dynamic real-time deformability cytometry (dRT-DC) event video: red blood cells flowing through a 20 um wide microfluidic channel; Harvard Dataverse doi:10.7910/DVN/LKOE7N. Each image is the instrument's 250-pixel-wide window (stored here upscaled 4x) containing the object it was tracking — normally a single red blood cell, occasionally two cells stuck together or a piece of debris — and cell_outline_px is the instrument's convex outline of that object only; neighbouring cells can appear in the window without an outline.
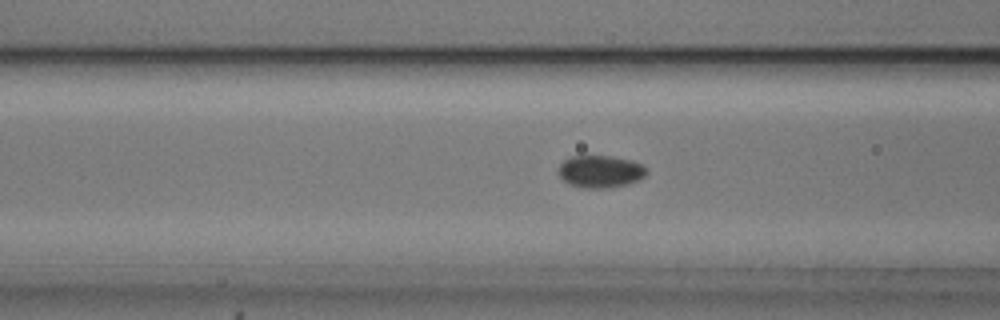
{"species": "common noctule bat (a hibernating species)", "species_latin": "Nyctalus noctula", "temperature_condition": "cold", "stored_images_in_passage": 51, "camera_frame_rate_fps": 3000, "um_per_image_px": 0.085, "animal": {"sex": "male", "body_mass_g": 20.5, "forearm_length_mm": 52.5}, "frame": {"image": 1, "passage_image": 22, "time_ms": 7.0, "image_size_px": [1000, 320], "cell_outline_px": [[648, 172], [644, 176], [636, 180], [624, 184], [608, 188], [584, 188], [568, 184], [560, 176], [560, 164], [564, 160], [572, 156], [612, 156], [632, 160], [640, 164]], "centroid_in_image_um": [51.01, 14.57], "position_along_channel_um": 115.6, "area_um2": 16.3}}
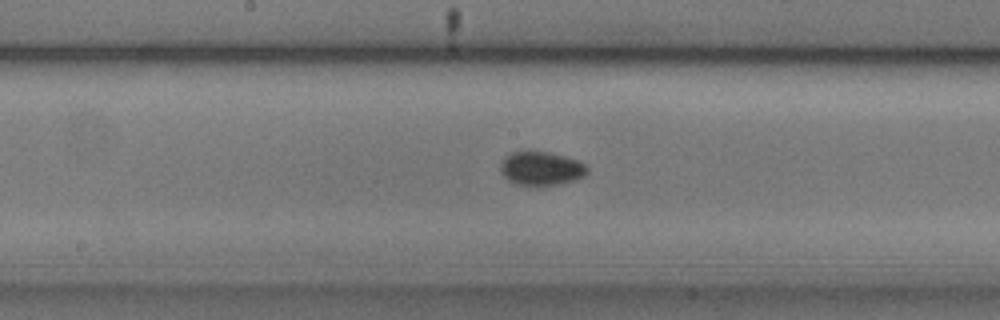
{"frame": {"image": 2, "passage_image": 29, "time_ms": 9.333, "image_size_px": [1000, 320], "cell_outline_px": [[588, 172], [584, 176], [560, 184], [536, 188], [532, 188], [516, 184], [508, 180], [500, 172], [500, 164], [504, 156], [512, 152], [548, 152], [564, 156], [576, 160], [584, 164], [588, 168]], "centroid_in_image_um": [45.96, 14.36], "position_along_channel_um": 202.2, "area_um2": 17.4}}
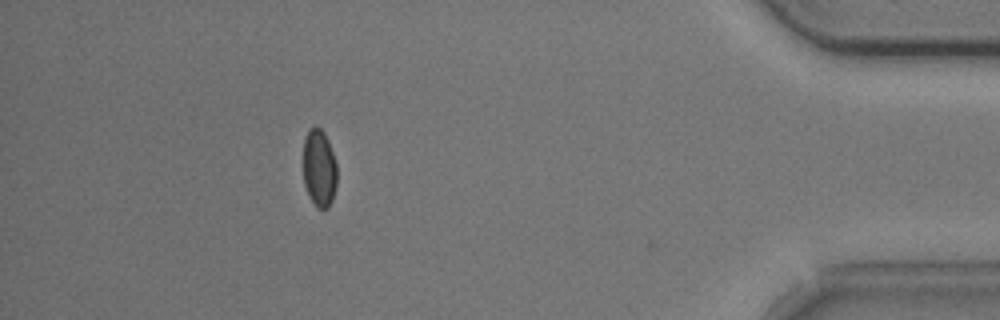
{"frame": {"image": 3, "passage_image": 50, "time_ms": 16.333, "image_size_px": [1000, 320], "cell_outline_px": [[336, 188], [332, 200], [328, 208], [316, 208], [308, 196], [304, 184], [304, 136], [308, 128], [316, 124], [324, 132], [328, 140], [336, 164]], "centroid_in_image_um": [27.12, 14.28], "position_along_channel_um": 408.1, "area_um2": 15.49}, "authors_computed_cell_mechanics": {"area_um2": 16.2418, "velocity_mm_per_s": 3.6924, "shape_relaxation_time_tau1_ms": null, "shape_relaxation_time_tau2_ms": 2.6564, "deformation_change_tau1": null, "deformation_change_tau2": 0.0337}}